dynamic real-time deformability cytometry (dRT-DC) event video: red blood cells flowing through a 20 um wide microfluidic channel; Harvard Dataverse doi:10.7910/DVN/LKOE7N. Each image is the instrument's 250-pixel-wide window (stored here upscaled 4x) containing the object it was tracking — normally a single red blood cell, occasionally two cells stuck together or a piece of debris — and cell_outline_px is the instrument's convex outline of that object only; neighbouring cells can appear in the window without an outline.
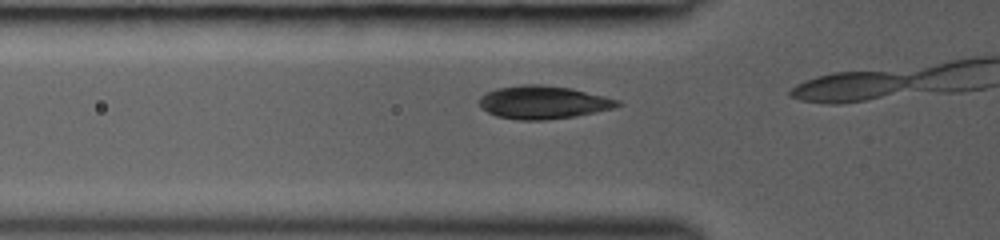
{"species": "common noctule bat (a hibernating species)", "species_latin": "Nyctalus noctula", "temperature_condition": "room temperature", "stored_images_in_passage": 5, "camera_frame_rate_fps": 3000, "um_per_image_px": 0.085, "animal": {"sex": "female", "body_mass_g": 19.0, "forearm_length_mm": 53.3}, "frame": {"image": 1, "passage_image": 4, "time_ms": 1.0, "image_size_px": [1000, 240], "cell_outline_px": [[624, 104], [612, 108], [596, 112], [576, 116], [544, 120], [516, 120], [496, 116], [480, 108], [480, 96], [484, 92], [496, 88], [524, 84], [540, 84], [572, 88], [620, 100]], "centroid_in_image_um": [46.16, 8.69], "position_along_channel_um": 79.6, "area_um2": 26.88}}